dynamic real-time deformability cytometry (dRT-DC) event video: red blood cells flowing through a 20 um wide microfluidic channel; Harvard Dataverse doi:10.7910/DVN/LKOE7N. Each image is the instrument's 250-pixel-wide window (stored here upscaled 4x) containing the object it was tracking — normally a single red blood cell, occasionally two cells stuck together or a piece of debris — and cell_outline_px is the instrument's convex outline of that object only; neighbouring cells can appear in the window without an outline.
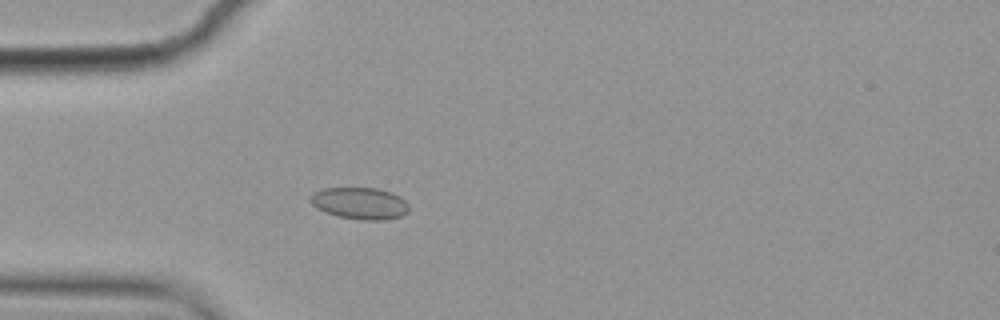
{"species": "common noctule bat (a hibernating species)", "species_latin": "Nyctalus noctula", "temperature_condition": "cold", "stored_images_in_passage": 50, "camera_frame_rate_fps": 3000, "um_per_image_px": 0.085, "animal": {"sex": "female", "body_mass_g": 19.9}, "frame": {"image": 1, "passage_image": 10, "time_ms": 3.0, "image_size_px": [1000, 320], "cell_outline_px": [[408, 212], [400, 216], [384, 220], [360, 220], [340, 216], [324, 212], [316, 208], [308, 200], [316, 192], [324, 188], [376, 188], [392, 192], [400, 196], [408, 204]], "centroid_in_image_um": [30.6, 17.28], "position_along_channel_um": 54.4, "area_um2": 18.21}}
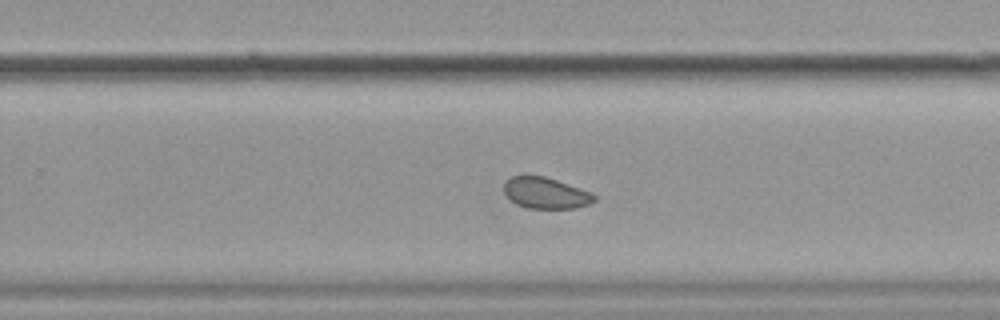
{"frame": {"image": 2, "passage_image": 30, "time_ms": 9.667, "image_size_px": [1000, 320], "cell_outline_px": [[596, 200], [588, 204], [576, 208], [528, 208], [516, 204], [504, 192], [504, 184], [512, 176], [544, 176], [592, 192], [596, 196]], "centroid_in_image_um": [46.41, 16.41], "position_along_channel_um": 283.4, "area_um2": 16.18}}
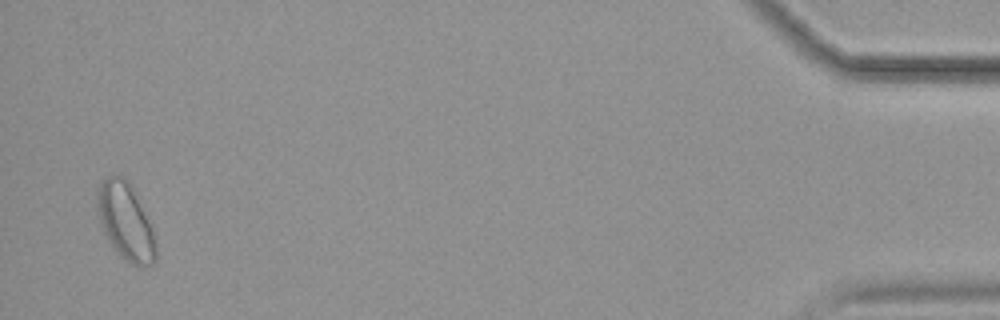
{"frame": {"image": 3, "passage_image": 49, "time_ms": 16.0, "image_size_px": [1000, 320], "cell_outline_px": [[156, 260], [152, 264], [132, 264], [120, 256], [116, 252], [108, 240], [104, 232], [100, 220], [96, 204], [96, 188], [100, 180], [108, 176], [124, 176], [132, 184], [148, 220], [156, 244]], "centroid_in_image_um": [10.64, 18.76], "position_along_channel_um": 424.6, "area_um2": 26.18}, "authors_computed_cell_mechanics": {"area_um2": 17.4267, "velocity_mm_per_s": 3.5509, "shape_relaxation_time_tau1_ms": 2.0666, "shape_relaxation_time_tau2_ms": 3.6724, "deformation_change_tau1": 0.0307, "deformation_change_tau2": 0.0497}}